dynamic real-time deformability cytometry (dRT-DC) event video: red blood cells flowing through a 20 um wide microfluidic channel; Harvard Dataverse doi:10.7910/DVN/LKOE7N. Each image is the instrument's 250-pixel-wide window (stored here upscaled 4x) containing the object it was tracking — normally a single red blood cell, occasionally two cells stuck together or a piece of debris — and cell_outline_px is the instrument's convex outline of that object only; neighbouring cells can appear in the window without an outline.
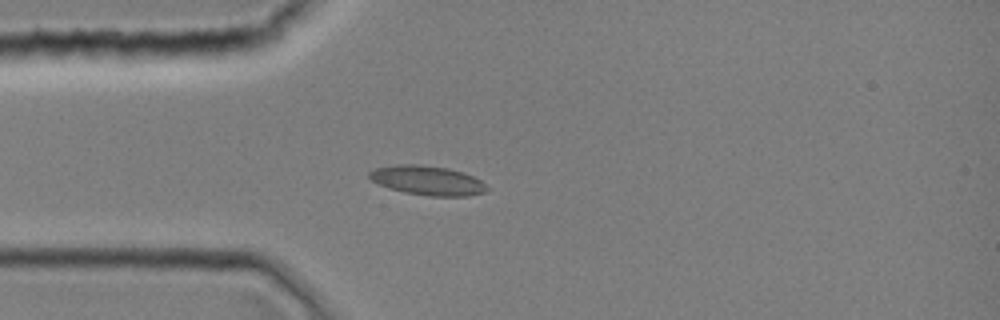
{"species": "common noctule bat (a hibernating species)", "species_latin": "Nyctalus noctula", "temperature_condition": "room temperature", "stored_images_in_passage": 1, "camera_frame_rate_fps": 3000, "um_per_image_px": 0.085, "animal": {"sex": "female", "body_mass_g": 19.0, "forearm_length_mm": 51.5}, "frame": {"image": 1, "passage_image": 1, "time_ms": 0.0, "image_size_px": [1000, 320], "cell_outline_px": [[488, 188], [484, 192], [468, 196], [428, 196], [404, 192], [388, 188], [372, 180], [368, 176], [368, 172], [376, 168], [396, 164], [420, 164], [448, 168], [472, 176], [480, 180]], "centroid_in_image_um": [36.3, 15.33], "position_along_channel_um": 48.7, "area_um2": 20.0}}